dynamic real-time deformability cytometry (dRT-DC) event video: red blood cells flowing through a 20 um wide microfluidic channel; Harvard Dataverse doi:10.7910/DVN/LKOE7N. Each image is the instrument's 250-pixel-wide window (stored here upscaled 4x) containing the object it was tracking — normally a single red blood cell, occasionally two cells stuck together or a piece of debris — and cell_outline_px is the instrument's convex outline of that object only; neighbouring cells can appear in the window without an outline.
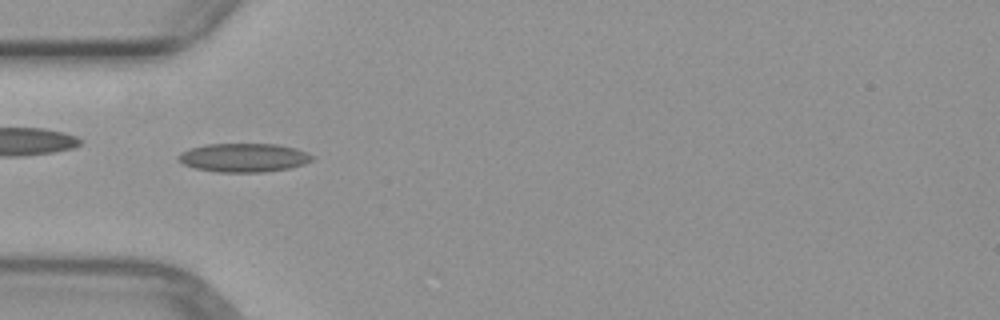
{"species": "common noctule bat (a hibernating species)", "species_latin": "Nyctalus noctula", "temperature_condition": "warm", "stored_images_in_passage": 3, "camera_frame_rate_fps": 3000, "um_per_image_px": 0.085, "animal": {"sex": "female", "body_mass_g": 29.2, "forearm_length_mm": 56.3}, "frame": {"image": 1, "passage_image": 1, "time_ms": 0.0, "image_size_px": [1000, 320], "cell_outline_px": [[316, 156], [312, 160], [304, 164], [288, 168], [264, 172], [216, 172], [196, 168], [184, 164], [176, 160], [176, 156], [180, 152], [188, 148], [204, 144], [276, 144], [296, 148], [308, 152]], "centroid_in_image_um": [20.7, 13.39], "position_along_channel_um": 64.3, "area_um2": 22.66}}
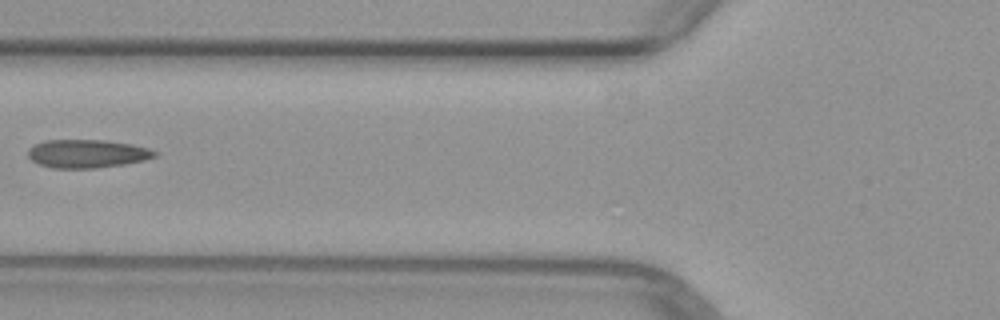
{"frame": {"image": 2, "passage_image": 2, "time_ms": 1.333, "image_size_px": [1000, 320], "cell_outline_px": [[160, 152], [156, 156], [144, 160], [124, 164], [96, 168], [52, 168], [40, 164], [32, 160], [28, 156], [28, 148], [44, 140], [104, 140], [132, 144], [148, 148]], "centroid_in_image_um": [7.42, 13.06], "position_along_channel_um": 118.4, "area_um2": 20.92}}
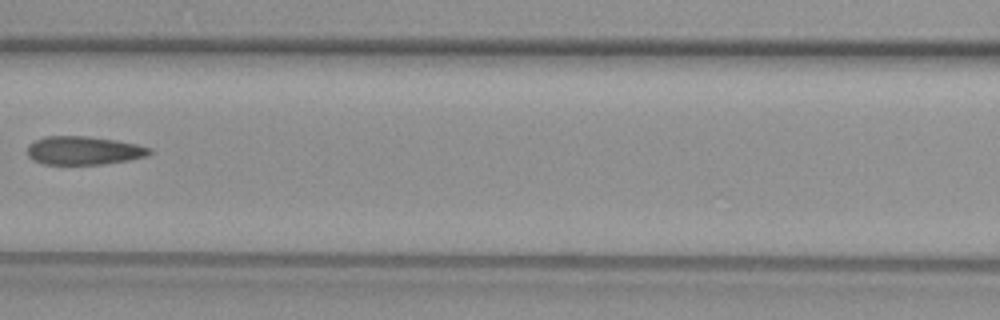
{"frame": {"image": 3, "passage_image": 3, "time_ms": 2.333, "image_size_px": [1000, 320], "cell_outline_px": [[152, 152], [148, 156], [128, 160], [100, 164], [44, 164], [32, 160], [28, 156], [28, 144], [44, 136], [84, 136], [116, 140], [136, 144], [152, 148]], "centroid_in_image_um": [7.11, 12.79], "position_along_channel_um": 159.5, "area_um2": 20.23}}